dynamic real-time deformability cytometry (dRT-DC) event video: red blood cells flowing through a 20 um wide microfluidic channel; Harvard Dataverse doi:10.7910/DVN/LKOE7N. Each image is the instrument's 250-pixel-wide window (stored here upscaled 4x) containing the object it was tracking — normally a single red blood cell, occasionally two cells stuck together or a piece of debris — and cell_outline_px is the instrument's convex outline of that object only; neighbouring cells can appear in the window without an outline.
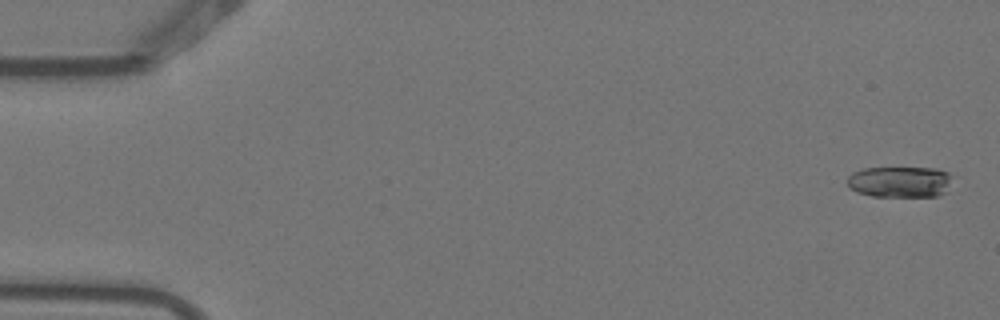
{"species": "Egyptian fruit bat (a non-hibernating species)", "species_latin": "Rousettus aegyptiacus", "temperature_condition": "warm", "stored_images_in_passage": 5, "camera_frame_rate_fps": 3000, "um_per_image_px": 0.085, "animal": {"sex": "female"}, "frame": {"image": 1, "passage_image": 1, "time_ms": 0.0, "image_size_px": [1000, 320], "cell_outline_px": [[948, 192], [936, 196], [872, 196], [856, 192], [848, 188], [848, 176], [852, 172], [864, 168], [936, 168], [948, 172]], "centroid_in_image_um": [76.44, 15.46], "position_along_channel_um": 8.6, "area_um2": 18.96}}
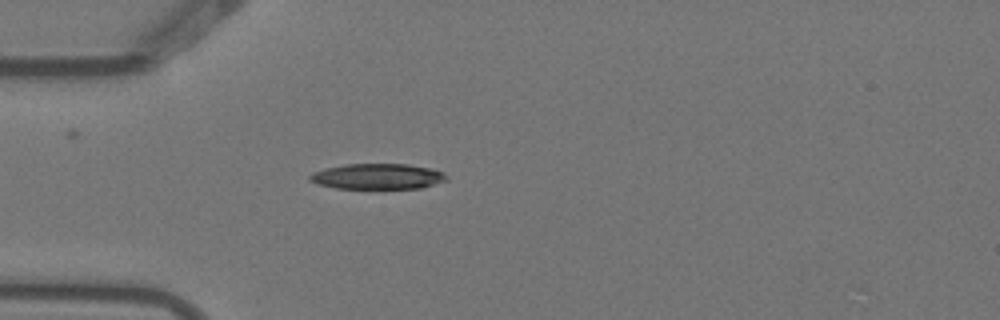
{"frame": {"image": 2, "passage_image": 5, "time_ms": 1.333, "image_size_px": [1000, 320], "cell_outline_px": [[448, 180], [420, 188], [336, 188], [320, 184], [308, 180], [308, 176], [312, 172], [324, 168], [344, 164], [408, 164], [428, 168], [444, 172], [448, 176]], "centroid_in_image_um": [32.08, 14.99], "position_along_channel_um": 52.9, "area_um2": 20.35}}